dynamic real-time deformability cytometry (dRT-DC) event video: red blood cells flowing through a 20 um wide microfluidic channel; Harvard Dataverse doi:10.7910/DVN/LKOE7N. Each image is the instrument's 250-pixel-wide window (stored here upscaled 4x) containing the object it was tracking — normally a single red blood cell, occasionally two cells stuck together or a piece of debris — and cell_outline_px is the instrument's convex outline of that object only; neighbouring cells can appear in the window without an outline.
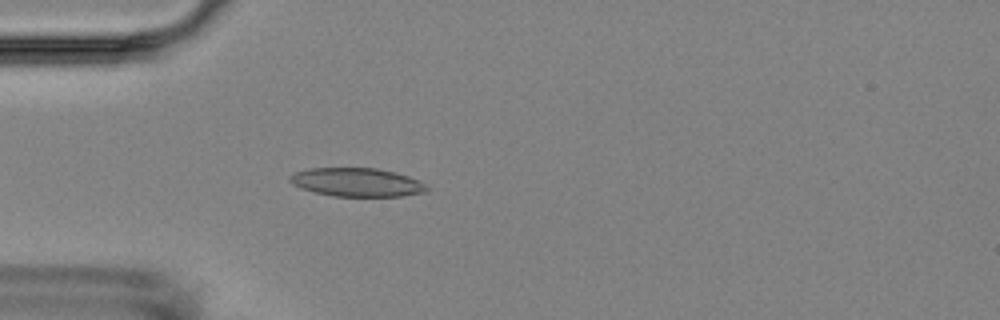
{"species": "Egyptian fruit bat (a non-hibernating species)", "species_latin": "Rousettus aegyptiacus", "temperature_condition": "room temperature", "stored_images_in_passage": 4, "camera_frame_rate_fps": 3000, "um_per_image_px": 0.085, "animal": {"sex": "female"}, "frame": {"image": 1, "passage_image": 4, "time_ms": 3.667, "image_size_px": [1000, 320], "cell_outline_px": [[428, 192], [404, 196], [332, 196], [300, 188], [292, 184], [288, 180], [288, 176], [292, 172], [308, 168], [376, 168], [396, 172], [408, 176], [424, 184], [428, 188]], "centroid_in_image_um": [30.29, 15.49], "position_along_channel_um": 54.7, "area_um2": 22.95}}